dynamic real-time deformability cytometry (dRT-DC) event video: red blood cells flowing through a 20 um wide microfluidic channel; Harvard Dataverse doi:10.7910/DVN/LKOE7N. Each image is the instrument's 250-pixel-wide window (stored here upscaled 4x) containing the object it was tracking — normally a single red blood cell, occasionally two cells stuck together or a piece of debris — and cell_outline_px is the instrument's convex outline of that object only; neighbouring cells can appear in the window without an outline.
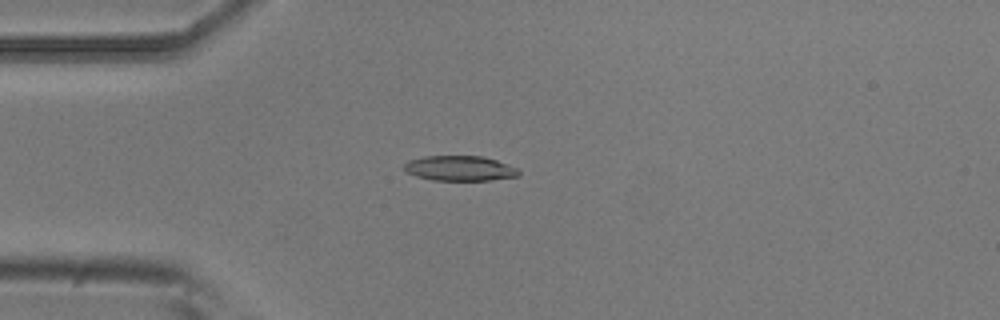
{"species": "common noctule bat (a hibernating species)", "species_latin": "Nyctalus noctula", "temperature_condition": "room temperature", "stored_images_in_passage": 4, "camera_frame_rate_fps": 3000, "um_per_image_px": 0.085, "animal": {"sex": "male", "body_mass_g": 20.5, "forearm_length_mm": 52.5}, "frame": {"image": 1, "passage_image": 4, "time_ms": 1.0, "image_size_px": [1000, 320], "cell_outline_px": [[520, 176], [492, 180], [432, 180], [416, 176], [408, 172], [404, 168], [404, 164], [408, 160], [424, 156], [484, 156], [496, 160], [516, 168], [520, 172]], "centroid_in_image_um": [39.09, 14.3], "position_along_channel_um": 45.9, "area_um2": 16.7}}